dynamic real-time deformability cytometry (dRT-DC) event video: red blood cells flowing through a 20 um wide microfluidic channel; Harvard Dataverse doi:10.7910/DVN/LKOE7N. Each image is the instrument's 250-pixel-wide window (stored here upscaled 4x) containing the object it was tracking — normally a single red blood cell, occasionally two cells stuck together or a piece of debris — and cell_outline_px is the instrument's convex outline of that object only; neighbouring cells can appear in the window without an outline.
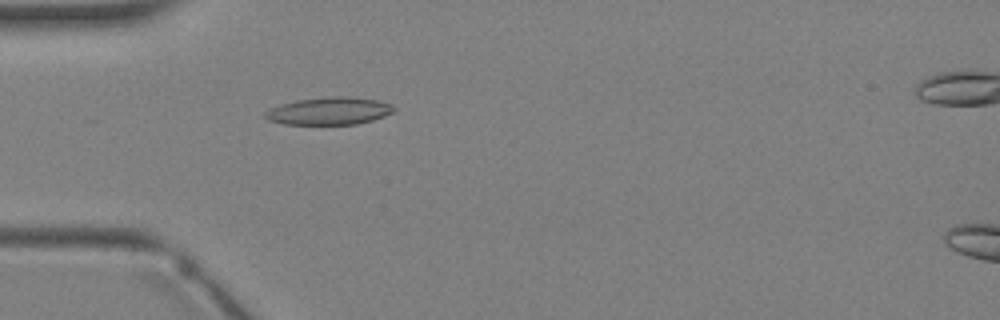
{"species": "Egyptian fruit bat (a non-hibernating species)", "species_latin": "Rousettus aegyptiacus", "temperature_condition": "warm", "stored_images_in_passage": 4, "camera_frame_rate_fps": 3000, "um_per_image_px": 0.085, "animal": {"sex": "female"}, "frame": {"image": 1, "passage_image": 3, "time_ms": 2.333, "image_size_px": [1000, 320], "cell_outline_px": [[396, 112], [372, 120], [356, 124], [284, 124], [268, 120], [264, 116], [264, 112], [280, 104], [296, 100], [328, 96], [356, 96], [376, 100], [392, 104], [396, 108]], "centroid_in_image_um": [28.02, 9.42], "position_along_channel_um": 57.0, "area_um2": 20.87}}